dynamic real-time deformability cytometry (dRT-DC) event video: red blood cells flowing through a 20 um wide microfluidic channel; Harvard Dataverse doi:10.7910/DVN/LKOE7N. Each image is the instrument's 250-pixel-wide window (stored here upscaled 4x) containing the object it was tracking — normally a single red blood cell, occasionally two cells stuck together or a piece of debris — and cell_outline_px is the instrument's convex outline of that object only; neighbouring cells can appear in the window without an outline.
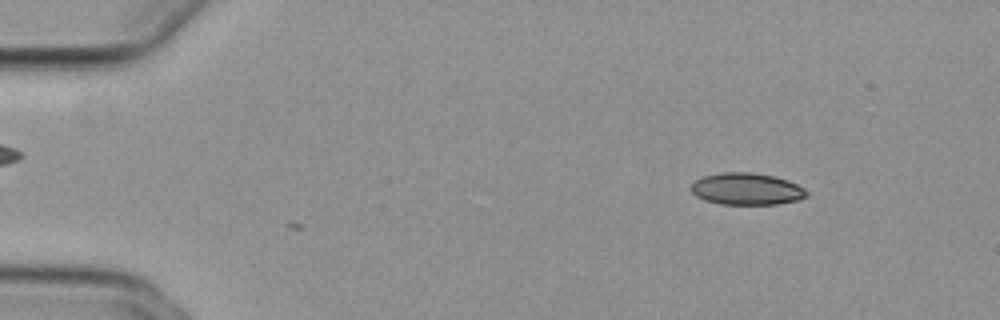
{"species": "common noctule bat (a hibernating species)", "species_latin": "Nyctalus noctula", "temperature_condition": "cold", "stored_images_in_passage": 4, "camera_frame_rate_fps": 3000, "um_per_image_px": 0.085, "animal": {"sex": "female", "body_mass_g": 29.2, "forearm_length_mm": 56.3}, "frame": {"image": 1, "passage_image": 4, "time_ms": 1.0, "image_size_px": [1000, 320], "cell_outline_px": [[808, 196], [800, 200], [776, 204], [720, 204], [704, 200], [696, 196], [688, 188], [696, 180], [704, 176], [720, 172], [752, 172], [772, 176], [788, 180], [804, 188], [808, 192]], "centroid_in_image_um": [63.46, 16.06], "position_along_channel_um": 21.5, "area_um2": 21.62}}